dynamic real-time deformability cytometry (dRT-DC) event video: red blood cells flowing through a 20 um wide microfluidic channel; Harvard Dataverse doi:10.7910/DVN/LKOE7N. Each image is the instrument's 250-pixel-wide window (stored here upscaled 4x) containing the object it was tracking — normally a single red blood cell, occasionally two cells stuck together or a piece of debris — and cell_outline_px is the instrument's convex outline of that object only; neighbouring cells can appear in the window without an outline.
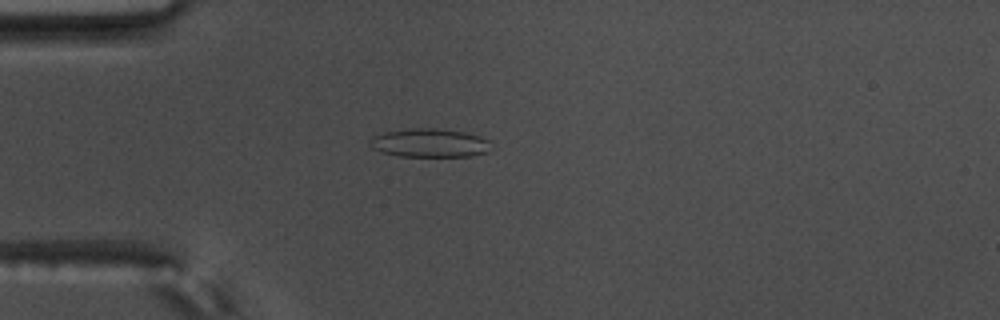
{"species": "common noctule bat (a hibernating species)", "species_latin": "Nyctalus noctula", "temperature_condition": "warm", "stored_images_in_passage": 48, "camera_frame_rate_fps": 3000, "um_per_image_px": 0.085, "animal": {"sex": "male", "body_mass_g": 17.5, "forearm_length_mm": 52.3}, "frame": {"image": 1, "passage_image": 8, "time_ms": 2.333, "image_size_px": [1000, 320], "cell_outline_px": [[488, 152], [468, 156], [400, 156], [380, 152], [372, 148], [368, 144], [368, 140], [372, 136], [384, 132], [412, 128], [432, 128], [464, 132], [480, 136], [488, 140]], "centroid_in_image_um": [36.44, 12.15], "position_along_channel_um": 48.6, "area_um2": 20.11}}
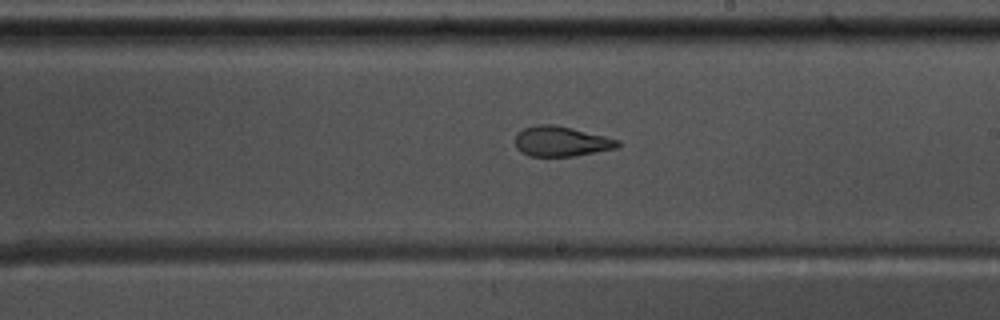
{"frame": {"image": 2, "passage_image": 25, "time_ms": 8.0, "image_size_px": [1000, 320], "cell_outline_px": [[620, 144], [616, 148], [576, 156], [532, 156], [520, 152], [516, 148], [516, 132], [524, 128], [536, 124], [556, 124], [620, 140]], "centroid_in_image_um": [47.68, 12.01], "position_along_channel_um": 241.3, "area_um2": 18.03}}
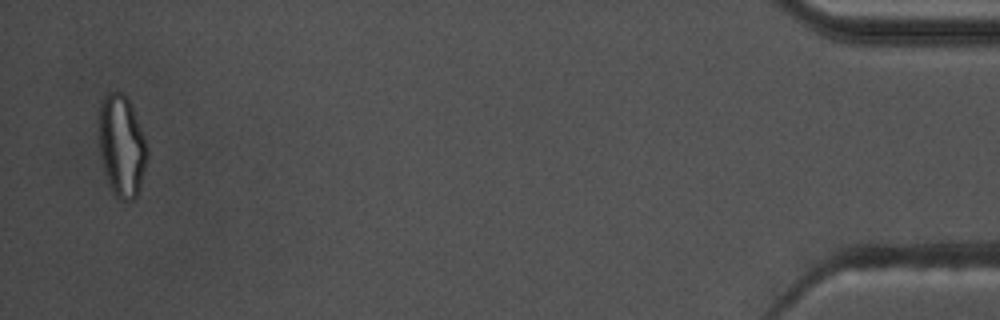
{"frame": {"image": 3, "passage_image": 47, "time_ms": 15.333, "image_size_px": [1000, 320], "cell_outline_px": [[148, 156], [140, 188], [136, 196], [132, 200], [120, 200], [112, 192], [108, 184], [104, 172], [100, 156], [96, 124], [96, 116], [100, 100], [108, 92], [124, 92], [132, 108], [140, 128], [148, 152]], "centroid_in_image_um": [10.27, 12.37], "position_along_channel_um": 424.9, "area_um2": 29.25}, "authors_computed_cell_mechanics": {"area_um2": 20.2878, "velocity_mm_per_s": 3.6708, "shape_relaxation_time_tau1_ms": null, "shape_relaxation_time_tau2_ms": 1.7711, "deformation_change_tau1": null, "deformation_change_tau2": 0.0893}}